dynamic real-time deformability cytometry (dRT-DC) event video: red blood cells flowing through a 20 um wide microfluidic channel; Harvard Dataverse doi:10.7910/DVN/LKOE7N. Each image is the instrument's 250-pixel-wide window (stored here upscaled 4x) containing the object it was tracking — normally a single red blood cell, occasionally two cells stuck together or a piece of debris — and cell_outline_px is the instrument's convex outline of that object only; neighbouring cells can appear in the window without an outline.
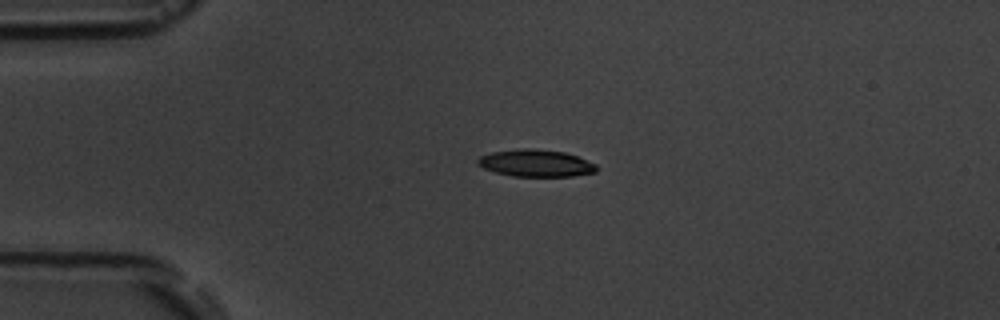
{"species": "common noctule bat (a hibernating species)", "species_latin": "Nyctalus noctula", "temperature_condition": "room temperature", "stored_images_in_passage": 2, "camera_frame_rate_fps": 3000, "um_per_image_px": 0.085, "animal": {"sex": "male", "body_mass_g": 19.5, "forearm_length_mm": 54.6}, "frame": {"image": 1, "passage_image": 1, "time_ms": 0.0, "image_size_px": [1000, 320], "cell_outline_px": [[596, 172], [572, 176], [512, 176], [496, 172], [484, 168], [476, 164], [476, 160], [480, 156], [492, 152], [524, 148], [532, 148], [564, 152], [576, 156], [596, 164]], "centroid_in_image_um": [45.52, 13.87], "position_along_channel_um": 39.5, "area_um2": 18.61}}